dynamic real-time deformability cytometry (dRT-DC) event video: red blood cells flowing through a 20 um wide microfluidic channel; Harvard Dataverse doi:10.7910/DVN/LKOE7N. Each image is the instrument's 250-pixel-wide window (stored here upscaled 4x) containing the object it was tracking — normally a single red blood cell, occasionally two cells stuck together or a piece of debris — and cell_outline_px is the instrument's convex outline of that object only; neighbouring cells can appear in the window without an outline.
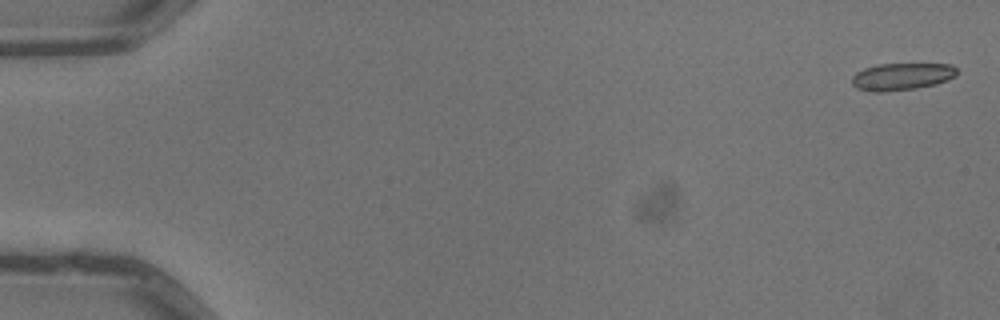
{"species": "common noctule bat (a hibernating species)", "species_latin": "Nyctalus noctula", "temperature_condition": "warm", "stored_images_in_passage": 5, "camera_frame_rate_fps": 3000, "um_per_image_px": 0.085, "animal": {"sex": "male", "body_mass_g": 13.3}, "frame": {"image": 1, "passage_image": 1, "time_ms": 0.0, "image_size_px": [1000, 320], "cell_outline_px": [[956, 76], [948, 80], [936, 84], [916, 88], [884, 92], [868, 92], [856, 88], [852, 84], [852, 76], [856, 72], [864, 68], [876, 64], [952, 64], [956, 68]], "centroid_in_image_um": [76.62, 6.51], "position_along_channel_um": 8.4, "area_um2": 16.82}}
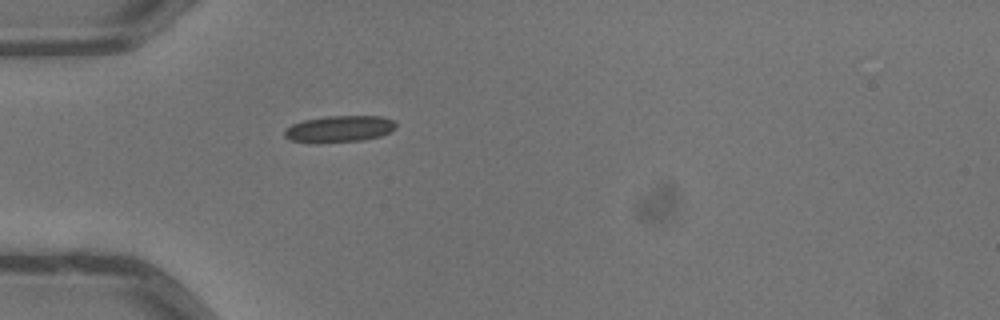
{"frame": {"image": 2, "passage_image": 5, "time_ms": 1.333, "image_size_px": [1000, 320], "cell_outline_px": [[396, 128], [380, 136], [364, 140], [316, 144], [288, 140], [284, 136], [284, 132], [292, 124], [304, 120], [328, 116], [384, 116], [392, 120], [396, 124]], "centroid_in_image_um": [28.82, 10.98], "position_along_channel_um": 56.2, "area_um2": 17.46}}